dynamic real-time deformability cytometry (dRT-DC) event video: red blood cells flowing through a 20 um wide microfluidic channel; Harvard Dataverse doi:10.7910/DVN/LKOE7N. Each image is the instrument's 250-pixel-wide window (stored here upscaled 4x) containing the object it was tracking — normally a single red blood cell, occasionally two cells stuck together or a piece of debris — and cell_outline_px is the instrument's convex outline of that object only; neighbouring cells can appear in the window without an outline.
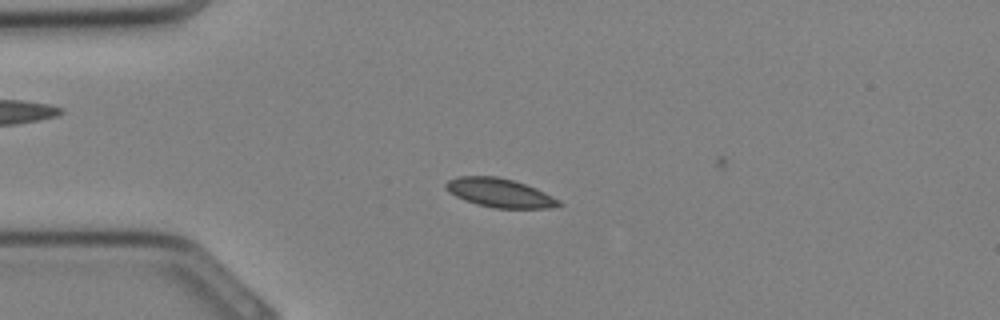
{"species": "Egyptian fruit bat (a non-hibernating species)", "species_latin": "Rousettus aegyptiacus", "temperature_condition": "cold", "stored_images_in_passage": 9, "camera_frame_rate_fps": 3000, "um_per_image_px": 0.085, "animal": {"sex": "female"}, "frame": {"image": 1, "passage_image": 7, "time_ms": 2.0, "image_size_px": [1000, 320], "cell_outline_px": [[564, 204], [552, 208], [492, 208], [476, 204], [464, 200], [448, 192], [444, 188], [444, 184], [448, 180], [460, 176], [496, 176], [512, 180], [536, 188], [560, 200]], "centroid_in_image_um": [42.46, 16.4], "position_along_channel_um": 42.5, "area_um2": 19.07}}